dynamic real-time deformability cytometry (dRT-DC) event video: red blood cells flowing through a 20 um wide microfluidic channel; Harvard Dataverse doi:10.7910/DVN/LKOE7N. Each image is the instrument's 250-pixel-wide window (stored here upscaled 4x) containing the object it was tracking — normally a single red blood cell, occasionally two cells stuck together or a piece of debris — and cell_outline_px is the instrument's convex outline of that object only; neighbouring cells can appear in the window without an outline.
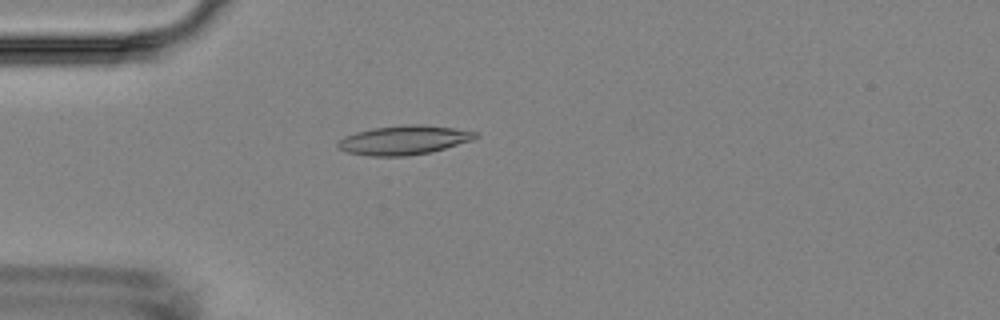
{"species": "Egyptian fruit bat (a non-hibernating species)", "species_latin": "Rousettus aegyptiacus", "temperature_condition": "room temperature", "stored_images_in_passage": 2, "camera_frame_rate_fps": 3000, "um_per_image_px": 0.085, "animal": {"sex": "female"}, "frame": {"image": 1, "passage_image": 2, "time_ms": 1.0, "image_size_px": [1000, 320], "cell_outline_px": [[480, 136], [472, 140], [432, 152], [404, 156], [368, 156], [348, 152], [336, 148], [336, 144], [344, 136], [356, 132], [372, 128], [404, 124], [420, 124], [452, 128], [476, 132]], "centroid_in_image_um": [34.3, 11.91], "position_along_channel_um": 50.7, "area_um2": 23.41}}